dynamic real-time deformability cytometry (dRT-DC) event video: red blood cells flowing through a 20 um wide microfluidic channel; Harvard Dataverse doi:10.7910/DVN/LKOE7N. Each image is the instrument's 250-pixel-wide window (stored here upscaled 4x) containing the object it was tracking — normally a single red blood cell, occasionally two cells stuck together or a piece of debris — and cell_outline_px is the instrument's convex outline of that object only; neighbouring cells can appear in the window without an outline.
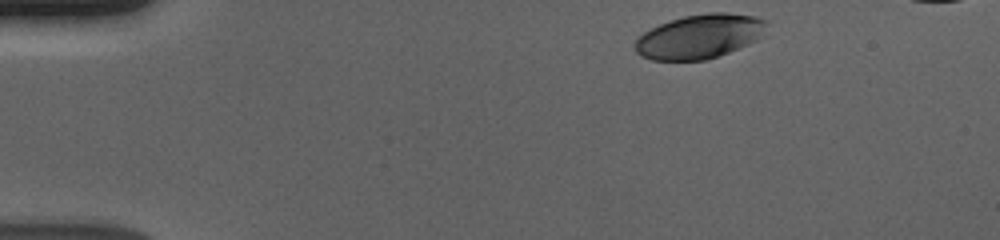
{"species": "human", "species_latin": "Homo sapiens", "temperature_condition": "cold", "stored_images_in_passage": 48, "camera_frame_rate_fps": 3000, "um_per_image_px": 0.085, "donor": {"sex": "male"}, "frame": {"image": 1, "passage_image": 1, "time_ms": 0.0, "image_size_px": [1000, 240], "cell_outline_px": [[768, 24], [756, 40], [748, 44], [728, 52], [704, 60], [652, 60], [640, 56], [636, 52], [636, 40], [644, 32], [660, 24], [684, 16], [708, 12], [728, 12], [756, 16], [768, 20]], "centroid_in_image_um": [59.48, 3.08], "position_along_channel_um": 25.5, "area_um2": 33.64}}
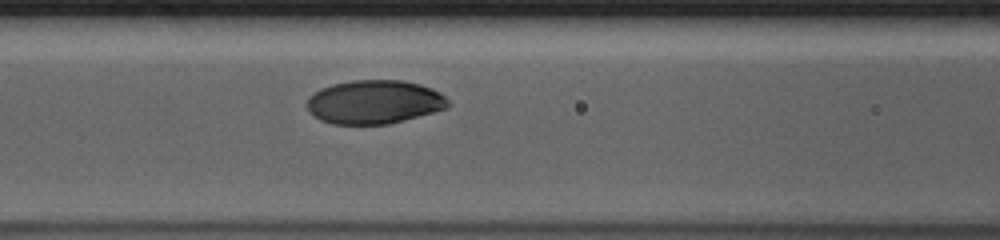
{"frame": {"image": 2, "passage_image": 17, "time_ms": 5.333, "image_size_px": [1000, 240], "cell_outline_px": [[452, 104], [448, 108], [404, 120], [388, 124], [332, 124], [320, 120], [308, 112], [308, 96], [320, 88], [332, 84], [352, 80], [404, 80], [420, 84], [432, 88], [440, 92]], "centroid_in_image_um": [31.82, 8.66], "position_along_channel_um": 134.8, "area_um2": 36.24}}
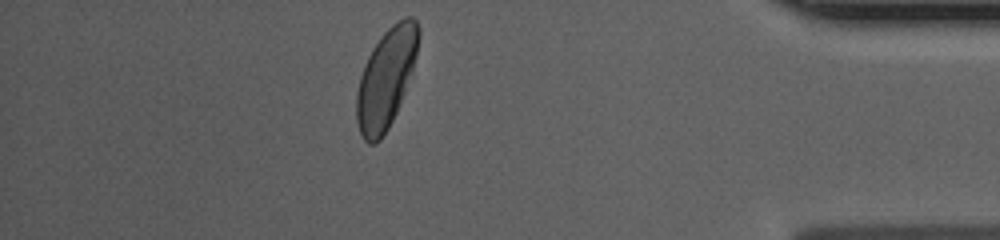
{"frame": {"image": 3, "passage_image": 42, "time_ms": 13.667, "image_size_px": [1000, 240], "cell_outline_px": [[420, 36], [416, 56], [412, 72], [396, 112], [388, 128], [380, 140], [376, 144], [368, 144], [364, 140], [360, 132], [356, 120], [356, 92], [360, 76], [364, 64], [372, 48], [384, 32], [396, 20], [404, 16], [412, 16], [416, 20], [420, 28]], "centroid_in_image_um": [32.81, 6.63], "position_along_channel_um": 402.4, "area_um2": 36.01}, "authors_computed_cell_mechanics": {"area_um2": 36.0961, "velocity_mm_per_s": 3.649, "shape_relaxation_time_tau1_ms": 2.1409, "shape_relaxation_time_tau2_ms": null, "deformation_change_tau1": 0.1188, "deformation_change_tau2": null}}